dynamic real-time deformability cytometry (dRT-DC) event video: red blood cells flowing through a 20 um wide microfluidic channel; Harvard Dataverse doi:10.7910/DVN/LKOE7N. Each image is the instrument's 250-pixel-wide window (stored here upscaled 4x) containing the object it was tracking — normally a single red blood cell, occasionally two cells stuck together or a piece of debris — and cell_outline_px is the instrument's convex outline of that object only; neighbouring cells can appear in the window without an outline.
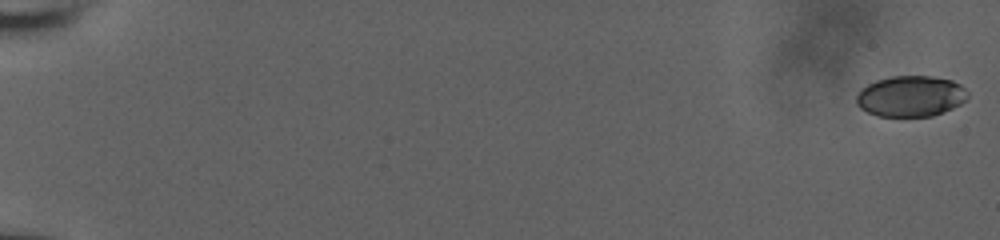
{"species": "human", "species_latin": "Homo sapiens", "temperature_condition": "room temperature", "stored_images_in_passage": 14, "camera_frame_rate_fps": 3000, "um_per_image_px": 0.085, "donor": {"sex": "male"}, "frame": {"image": 1, "passage_image": 1, "time_ms": 0.0, "image_size_px": [1000, 240], "cell_outline_px": [[968, 96], [960, 104], [952, 108], [932, 116], [876, 116], [860, 108], [856, 104], [856, 96], [868, 84], [876, 80], [892, 76], [932, 76], [952, 80], [960, 84], [968, 92]], "centroid_in_image_um": [77.41, 8.17], "position_along_channel_um": 7.6, "area_um2": 26.41}}